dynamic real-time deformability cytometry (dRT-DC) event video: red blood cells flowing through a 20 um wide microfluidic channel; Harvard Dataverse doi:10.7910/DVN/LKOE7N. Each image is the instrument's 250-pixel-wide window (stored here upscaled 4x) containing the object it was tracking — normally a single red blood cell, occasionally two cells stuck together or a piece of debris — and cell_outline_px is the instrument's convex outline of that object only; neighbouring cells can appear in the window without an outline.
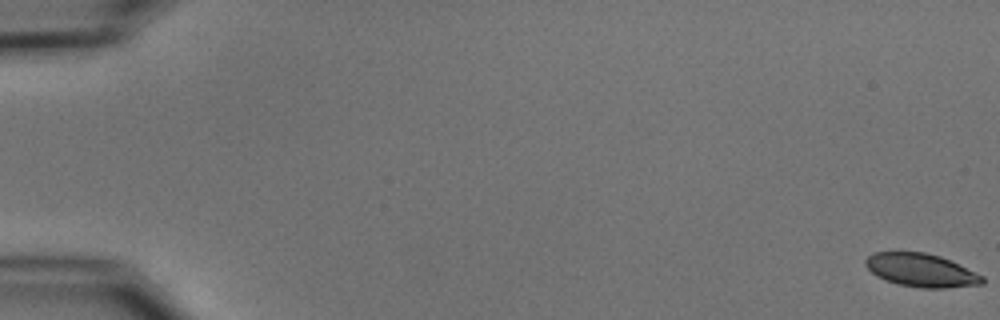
{"species": "common noctule bat (a hibernating species)", "species_latin": "Nyctalus noctula", "temperature_condition": "cold", "stored_images_in_passage": 7, "camera_frame_rate_fps": 3000, "um_per_image_px": 0.085, "animal": {"sex": "male", "body_mass_g": 15.6}, "frame": {"image": 1, "passage_image": 1, "time_ms": 0.0, "image_size_px": [1000, 320], "cell_outline_px": [[984, 284], [948, 288], [920, 288], [896, 284], [884, 280], [876, 276], [864, 264], [864, 260], [872, 252], [924, 252], [940, 256], [984, 276]], "centroid_in_image_um": [78.28, 22.98], "position_along_channel_um": 6.7, "area_um2": 22.77}}
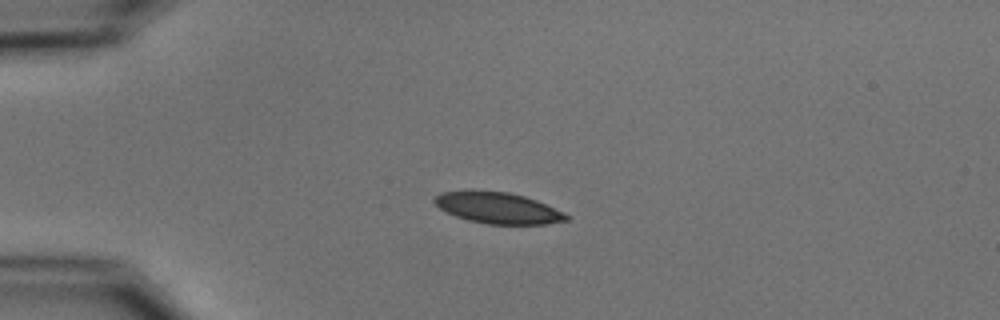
{"frame": {"image": 2, "passage_image": 5, "time_ms": 4.667, "image_size_px": [1000, 320], "cell_outline_px": [[568, 220], [544, 224], [488, 224], [468, 220], [456, 216], [440, 208], [432, 200], [440, 192], [472, 188], [508, 192], [524, 196], [536, 200], [564, 212], [568, 216]], "centroid_in_image_um": [42.27, 17.64], "position_along_channel_um": 42.7, "area_um2": 24.28}}